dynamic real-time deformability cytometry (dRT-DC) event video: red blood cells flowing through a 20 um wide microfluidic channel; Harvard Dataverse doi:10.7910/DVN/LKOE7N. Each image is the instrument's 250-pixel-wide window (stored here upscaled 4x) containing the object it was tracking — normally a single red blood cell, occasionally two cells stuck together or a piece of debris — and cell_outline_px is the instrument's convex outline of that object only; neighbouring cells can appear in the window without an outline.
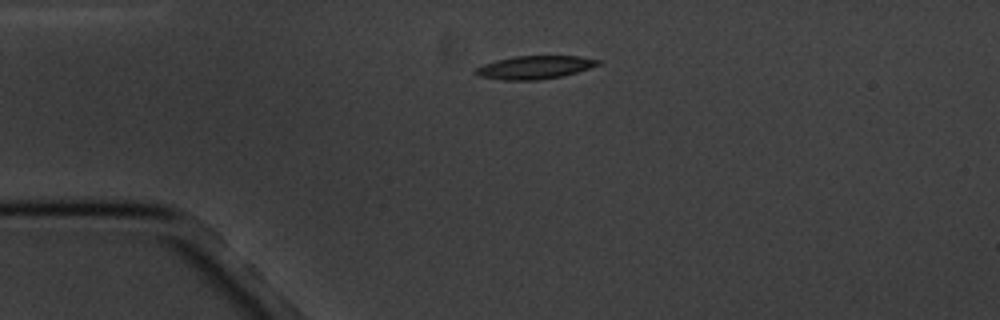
{"species": "common noctule bat (a hibernating species)", "species_latin": "Nyctalus noctula", "temperature_condition": "cold", "stored_images_in_passage": 2, "camera_frame_rate_fps": 3000, "um_per_image_px": 0.085, "animal": {"sex": "male", "body_mass_g": 20.1, "forearm_length_mm": 53.5}, "frame": {"image": 1, "passage_image": 1, "time_ms": 0.0, "image_size_px": [1000, 320], "cell_outline_px": [[600, 64], [576, 72], [560, 76], [536, 80], [504, 80], [476, 76], [472, 72], [476, 68], [484, 64], [496, 60], [512, 56], [580, 56], [600, 60]], "centroid_in_image_um": [45.38, 5.72], "position_along_channel_um": 39.6, "area_um2": 16.47}}